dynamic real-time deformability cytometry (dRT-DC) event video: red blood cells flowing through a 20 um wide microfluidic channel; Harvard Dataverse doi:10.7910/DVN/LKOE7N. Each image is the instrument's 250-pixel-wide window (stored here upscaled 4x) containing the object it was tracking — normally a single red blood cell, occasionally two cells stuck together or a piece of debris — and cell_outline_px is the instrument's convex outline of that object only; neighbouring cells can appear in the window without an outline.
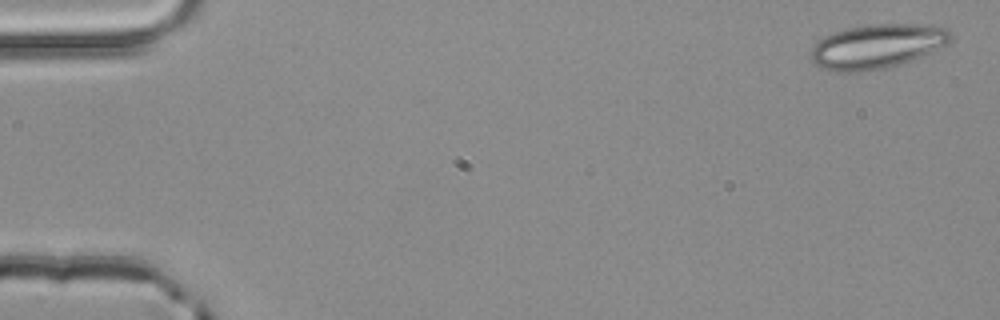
{"species": "common noctule bat (a hibernating species)", "species_latin": "Nyctalus noctula", "temperature_condition": "room temperature", "stored_images_in_passage": 4, "camera_frame_rate_fps": 3000, "um_per_image_px": 0.085, "animal": {"sex": "male", "body_mass_g": 20.4}, "frame": {"image": 1, "passage_image": 1, "time_ms": 0.0, "image_size_px": [1000, 320], "cell_outline_px": [[952, 40], [948, 44], [920, 56], [900, 64], [888, 68], [860, 72], [832, 72], [820, 68], [812, 60], [812, 48], [824, 36], [848, 28], [868, 24], [932, 24], [944, 28], [952, 32]], "centroid_in_image_um": [74.57, 3.94], "position_along_channel_um": 10.4, "area_um2": 36.18}}